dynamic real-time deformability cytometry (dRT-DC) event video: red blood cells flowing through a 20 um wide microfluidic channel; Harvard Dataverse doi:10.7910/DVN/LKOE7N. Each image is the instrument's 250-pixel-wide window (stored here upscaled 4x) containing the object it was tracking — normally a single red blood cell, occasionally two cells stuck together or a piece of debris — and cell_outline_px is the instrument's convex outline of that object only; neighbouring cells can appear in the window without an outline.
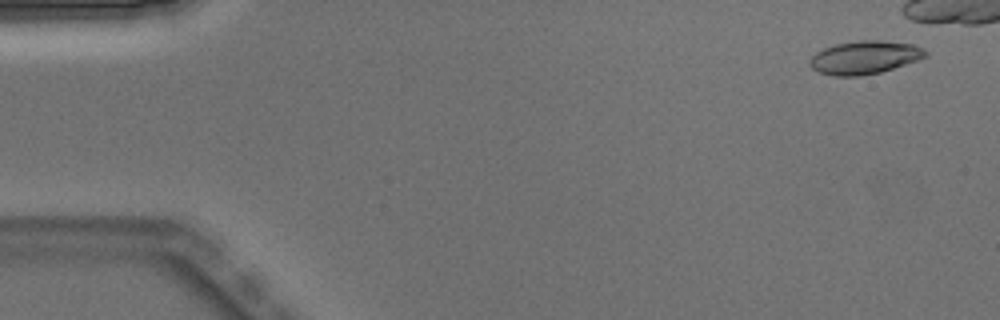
{"species": "Egyptian fruit bat (a non-hibernating species)", "species_latin": "Rousettus aegyptiacus", "temperature_condition": "warm", "stored_images_in_passage": 6, "camera_frame_rate_fps": 3000, "um_per_image_px": 0.085, "animal": {"sex": "male"}, "frame": {"image": 1, "passage_image": 1, "time_ms": 0.0, "image_size_px": [1000, 320], "cell_outline_px": [[928, 56], [880, 72], [860, 76], [832, 76], [820, 72], [812, 68], [808, 64], [808, 60], [816, 52], [824, 48], [836, 44], [856, 40], [880, 40], [912, 44], [924, 48], [928, 52]], "centroid_in_image_um": [73.47, 4.87], "position_along_channel_um": 11.5, "area_um2": 22.37}}